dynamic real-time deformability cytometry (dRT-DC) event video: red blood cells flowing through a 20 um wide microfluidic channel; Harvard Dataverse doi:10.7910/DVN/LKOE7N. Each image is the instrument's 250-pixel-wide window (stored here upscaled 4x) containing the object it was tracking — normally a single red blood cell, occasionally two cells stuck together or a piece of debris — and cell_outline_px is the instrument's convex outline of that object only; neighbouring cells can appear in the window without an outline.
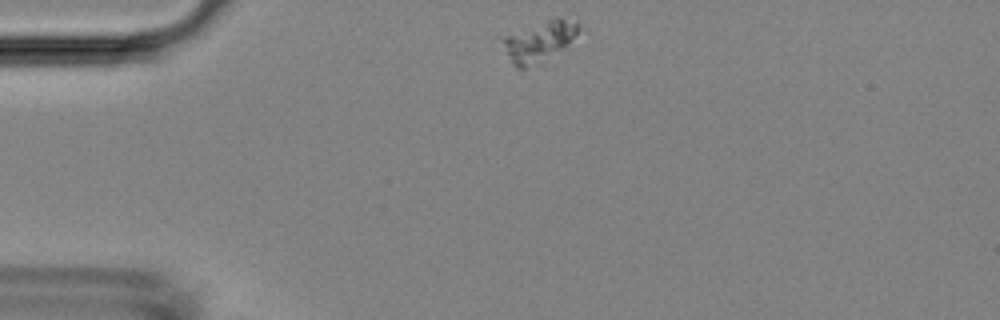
{"species": "Egyptian fruit bat (a non-hibernating species)", "species_latin": "Rousettus aegyptiacus", "temperature_condition": "room temperature", "stored_images_in_passage": 2, "camera_frame_rate_fps": 3000, "um_per_image_px": 0.085, "animal": {"sex": "female"}, "frame": {"image": 1, "passage_image": 1, "time_ms": 0.0, "image_size_px": [1000, 320], "cell_outline_px": [[580, 28], [564, 48], [524, 68], [516, 68], [512, 64], [504, 44], [504, 36], [556, 16], [560, 16], [580, 24]], "centroid_in_image_um": [45.86, 3.46], "position_along_channel_um": 39.1, "area_um2": 16.99}}